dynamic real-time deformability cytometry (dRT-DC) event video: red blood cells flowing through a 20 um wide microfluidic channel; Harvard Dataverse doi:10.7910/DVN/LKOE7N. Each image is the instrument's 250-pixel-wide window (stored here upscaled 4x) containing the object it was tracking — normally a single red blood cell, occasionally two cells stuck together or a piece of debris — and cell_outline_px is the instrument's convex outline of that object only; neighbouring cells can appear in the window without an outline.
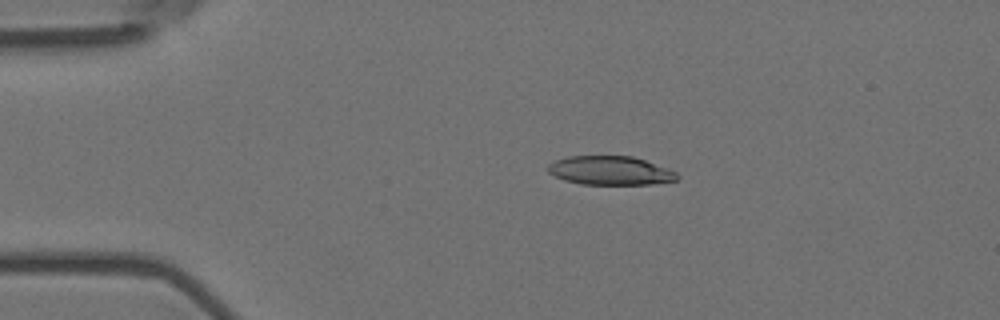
{"species": "Egyptian fruit bat (a non-hibernating species)", "species_latin": "Rousettus aegyptiacus", "temperature_condition": "room temperature", "stored_images_in_passage": 4, "camera_frame_rate_fps": 3000, "um_per_image_px": 0.085, "animal": {"sex": "female"}, "frame": {"image": 1, "passage_image": 3, "time_ms": 0.667, "image_size_px": [1000, 320], "cell_outline_px": [[680, 176], [676, 180], [652, 184], [580, 184], [564, 180], [548, 172], [548, 164], [556, 160], [568, 156], [632, 156], [668, 168], [676, 172]], "centroid_in_image_um": [51.88, 14.5], "position_along_channel_um": 33.1, "area_um2": 21.62}}